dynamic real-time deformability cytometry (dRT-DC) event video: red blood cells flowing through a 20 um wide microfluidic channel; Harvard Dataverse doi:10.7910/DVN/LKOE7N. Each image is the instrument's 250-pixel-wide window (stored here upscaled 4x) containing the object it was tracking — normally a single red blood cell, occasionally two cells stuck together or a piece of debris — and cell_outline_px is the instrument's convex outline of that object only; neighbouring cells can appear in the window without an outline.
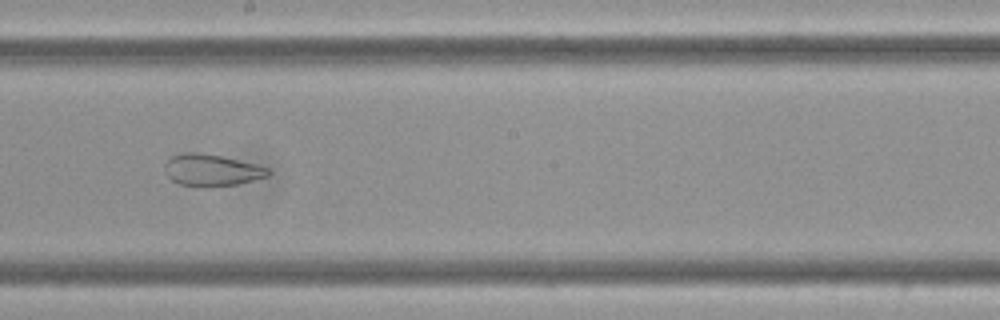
{"species": "Egyptian fruit bat (a non-hibernating species)", "species_latin": "Rousettus aegyptiacus", "temperature_condition": "cold", "stored_images_in_passage": 12, "camera_frame_rate_fps": 3000, "um_per_image_px": 0.085, "frame": {"image": 1, "passage_image": 9, "time_ms": 2.667, "image_size_px": [1000, 320], "cell_outline_px": [[272, 172], [268, 176], [236, 184], [180, 184], [172, 180], [164, 172], [164, 164], [172, 156], [180, 152], [200, 152], [220, 156], [268, 168]], "centroid_in_image_um": [17.94, 14.41], "position_along_channel_um": 230.3, "area_um2": 18.32}}
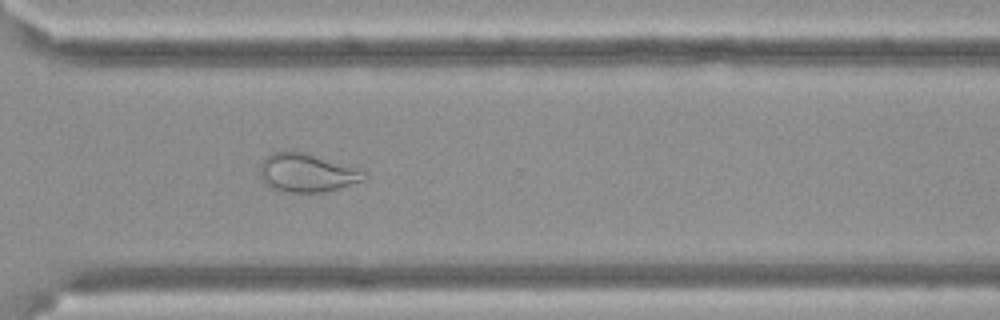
{"frame": {"image": 2, "passage_image": 12, "time_ms": 3.667, "image_size_px": [1000, 320], "cell_outline_px": [[368, 176], [364, 180], [340, 188], [324, 192], [284, 192], [268, 188], [260, 176], [260, 164], [264, 156], [272, 152], [308, 152], [368, 172]], "centroid_in_image_um": [26.07, 14.69], "position_along_channel_um": 344.5, "area_um2": 23.7}}